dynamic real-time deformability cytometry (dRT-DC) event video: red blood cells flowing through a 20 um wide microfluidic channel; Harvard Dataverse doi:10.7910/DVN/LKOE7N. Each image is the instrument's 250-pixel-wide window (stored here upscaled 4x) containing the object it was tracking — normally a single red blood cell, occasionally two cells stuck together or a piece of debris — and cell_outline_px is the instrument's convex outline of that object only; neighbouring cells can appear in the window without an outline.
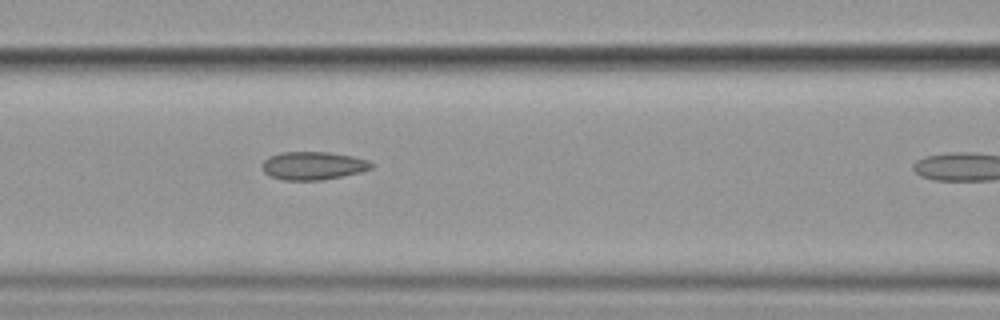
{"species": "common noctule bat (a hibernating species)", "species_latin": "Nyctalus noctula", "temperature_condition": "cold", "stored_images_in_passage": 6, "segment_of_instrument_passage": [1, 2], "camera_frame_rate_fps": 3000, "um_per_image_px": 0.085, "animal": {"sex": "female", "body_mass_g": 19.9}, "frame": {"image": 1, "passage_image": 5, "time_ms": 5.667, "image_size_px": [1000, 320], "cell_outline_px": [[372, 168], [360, 172], [320, 180], [284, 180], [272, 176], [264, 172], [264, 160], [268, 156], [280, 152], [328, 152], [352, 156], [368, 160], [372, 164]], "centroid_in_image_um": [26.61, 14.07], "position_along_channel_um": 140.0, "area_um2": 17.63}}